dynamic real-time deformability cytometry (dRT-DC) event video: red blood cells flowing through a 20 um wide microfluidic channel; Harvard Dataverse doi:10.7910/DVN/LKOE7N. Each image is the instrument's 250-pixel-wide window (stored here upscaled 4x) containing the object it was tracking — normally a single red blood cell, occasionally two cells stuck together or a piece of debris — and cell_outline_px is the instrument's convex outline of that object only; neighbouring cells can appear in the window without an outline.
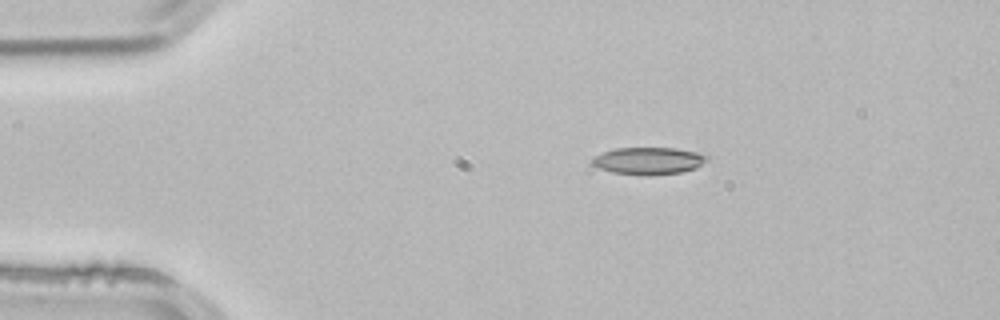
{"species": "common noctule bat (a hibernating species)", "species_latin": "Nyctalus noctula", "temperature_condition": "room temperature", "stored_images_in_passage": 2, "camera_frame_rate_fps": 3000, "um_per_image_px": 0.085, "animal": {"sex": "male", "body_mass_g": 21.5, "forearm_length_mm": 52.0}, "frame": {"image": 1, "passage_image": 1, "time_ms": 0.0, "image_size_px": [1000, 320], "cell_outline_px": [[708, 160], [696, 168], [680, 172], [652, 176], [644, 176], [612, 172], [600, 168], [592, 164], [592, 160], [596, 156], [604, 152], [616, 148], [676, 148], [696, 152], [708, 156]], "centroid_in_image_um": [55.15, 13.68], "position_along_channel_um": 29.8, "area_um2": 18.15}}